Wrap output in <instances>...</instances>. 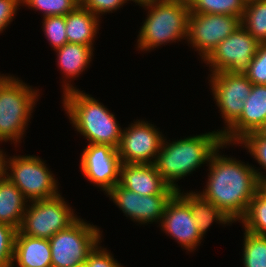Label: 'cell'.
Returning <instances> with one entry per match:
<instances>
[{
	"label": "cell",
	"mask_w": 266,
	"mask_h": 267,
	"mask_svg": "<svg viewBox=\"0 0 266 267\" xmlns=\"http://www.w3.org/2000/svg\"><path fill=\"white\" fill-rule=\"evenodd\" d=\"M160 229L180 246L193 252L201 244V236L189 204L176 192L166 204Z\"/></svg>",
	"instance_id": "obj_15"
},
{
	"label": "cell",
	"mask_w": 266,
	"mask_h": 267,
	"mask_svg": "<svg viewBox=\"0 0 266 267\" xmlns=\"http://www.w3.org/2000/svg\"><path fill=\"white\" fill-rule=\"evenodd\" d=\"M74 267H84V265L83 264H80V265L74 266Z\"/></svg>",
	"instance_id": "obj_40"
},
{
	"label": "cell",
	"mask_w": 266,
	"mask_h": 267,
	"mask_svg": "<svg viewBox=\"0 0 266 267\" xmlns=\"http://www.w3.org/2000/svg\"><path fill=\"white\" fill-rule=\"evenodd\" d=\"M154 124L136 120L122 130L118 154L121 163L154 164L165 136Z\"/></svg>",
	"instance_id": "obj_12"
},
{
	"label": "cell",
	"mask_w": 266,
	"mask_h": 267,
	"mask_svg": "<svg viewBox=\"0 0 266 267\" xmlns=\"http://www.w3.org/2000/svg\"><path fill=\"white\" fill-rule=\"evenodd\" d=\"M43 32L53 50L64 46L68 40L66 35L65 16H49L43 18Z\"/></svg>",
	"instance_id": "obj_28"
},
{
	"label": "cell",
	"mask_w": 266,
	"mask_h": 267,
	"mask_svg": "<svg viewBox=\"0 0 266 267\" xmlns=\"http://www.w3.org/2000/svg\"><path fill=\"white\" fill-rule=\"evenodd\" d=\"M101 237L100 228L78 218L49 239L52 267H74L84 264L88 254L102 242Z\"/></svg>",
	"instance_id": "obj_7"
},
{
	"label": "cell",
	"mask_w": 266,
	"mask_h": 267,
	"mask_svg": "<svg viewBox=\"0 0 266 267\" xmlns=\"http://www.w3.org/2000/svg\"><path fill=\"white\" fill-rule=\"evenodd\" d=\"M127 1H133L135 3H138V5L142 6V5L151 3V2H153L155 0H127Z\"/></svg>",
	"instance_id": "obj_38"
},
{
	"label": "cell",
	"mask_w": 266,
	"mask_h": 267,
	"mask_svg": "<svg viewBox=\"0 0 266 267\" xmlns=\"http://www.w3.org/2000/svg\"><path fill=\"white\" fill-rule=\"evenodd\" d=\"M190 13L226 14L242 18L247 0H188Z\"/></svg>",
	"instance_id": "obj_24"
},
{
	"label": "cell",
	"mask_w": 266,
	"mask_h": 267,
	"mask_svg": "<svg viewBox=\"0 0 266 267\" xmlns=\"http://www.w3.org/2000/svg\"><path fill=\"white\" fill-rule=\"evenodd\" d=\"M244 230L256 234L266 235V197L257 191L250 201L248 211L239 221Z\"/></svg>",
	"instance_id": "obj_25"
},
{
	"label": "cell",
	"mask_w": 266,
	"mask_h": 267,
	"mask_svg": "<svg viewBox=\"0 0 266 267\" xmlns=\"http://www.w3.org/2000/svg\"><path fill=\"white\" fill-rule=\"evenodd\" d=\"M29 203L18 229L27 236L50 239L78 219V215L74 214L72 207L60 194L50 199Z\"/></svg>",
	"instance_id": "obj_8"
},
{
	"label": "cell",
	"mask_w": 266,
	"mask_h": 267,
	"mask_svg": "<svg viewBox=\"0 0 266 267\" xmlns=\"http://www.w3.org/2000/svg\"><path fill=\"white\" fill-rule=\"evenodd\" d=\"M261 137L266 138V122L256 131Z\"/></svg>",
	"instance_id": "obj_37"
},
{
	"label": "cell",
	"mask_w": 266,
	"mask_h": 267,
	"mask_svg": "<svg viewBox=\"0 0 266 267\" xmlns=\"http://www.w3.org/2000/svg\"><path fill=\"white\" fill-rule=\"evenodd\" d=\"M227 146L223 143L210 157L207 184L198 193L235 223L248 211L258 191V177L251 164L220 155L219 149Z\"/></svg>",
	"instance_id": "obj_1"
},
{
	"label": "cell",
	"mask_w": 266,
	"mask_h": 267,
	"mask_svg": "<svg viewBox=\"0 0 266 267\" xmlns=\"http://www.w3.org/2000/svg\"><path fill=\"white\" fill-rule=\"evenodd\" d=\"M259 42L242 26L217 45L203 61L209 65L210 74L227 72L245 74L255 57Z\"/></svg>",
	"instance_id": "obj_9"
},
{
	"label": "cell",
	"mask_w": 266,
	"mask_h": 267,
	"mask_svg": "<svg viewBox=\"0 0 266 267\" xmlns=\"http://www.w3.org/2000/svg\"><path fill=\"white\" fill-rule=\"evenodd\" d=\"M141 7L147 9L148 14L137 35V49L152 51L163 44L186 40L188 0H155Z\"/></svg>",
	"instance_id": "obj_4"
},
{
	"label": "cell",
	"mask_w": 266,
	"mask_h": 267,
	"mask_svg": "<svg viewBox=\"0 0 266 267\" xmlns=\"http://www.w3.org/2000/svg\"><path fill=\"white\" fill-rule=\"evenodd\" d=\"M245 75L253 84L266 85V43L259 44Z\"/></svg>",
	"instance_id": "obj_31"
},
{
	"label": "cell",
	"mask_w": 266,
	"mask_h": 267,
	"mask_svg": "<svg viewBox=\"0 0 266 267\" xmlns=\"http://www.w3.org/2000/svg\"><path fill=\"white\" fill-rule=\"evenodd\" d=\"M125 3H127V0H80V4L84 8L98 17L105 13H113L122 8Z\"/></svg>",
	"instance_id": "obj_33"
},
{
	"label": "cell",
	"mask_w": 266,
	"mask_h": 267,
	"mask_svg": "<svg viewBox=\"0 0 266 267\" xmlns=\"http://www.w3.org/2000/svg\"><path fill=\"white\" fill-rule=\"evenodd\" d=\"M117 207L138 224L161 222L168 201L174 194L140 195L119 183L106 193Z\"/></svg>",
	"instance_id": "obj_14"
},
{
	"label": "cell",
	"mask_w": 266,
	"mask_h": 267,
	"mask_svg": "<svg viewBox=\"0 0 266 267\" xmlns=\"http://www.w3.org/2000/svg\"><path fill=\"white\" fill-rule=\"evenodd\" d=\"M241 18L226 14L190 13L186 41L204 61L236 29Z\"/></svg>",
	"instance_id": "obj_10"
},
{
	"label": "cell",
	"mask_w": 266,
	"mask_h": 267,
	"mask_svg": "<svg viewBox=\"0 0 266 267\" xmlns=\"http://www.w3.org/2000/svg\"><path fill=\"white\" fill-rule=\"evenodd\" d=\"M39 89L12 76L0 89V141L19 143L37 104Z\"/></svg>",
	"instance_id": "obj_5"
},
{
	"label": "cell",
	"mask_w": 266,
	"mask_h": 267,
	"mask_svg": "<svg viewBox=\"0 0 266 267\" xmlns=\"http://www.w3.org/2000/svg\"><path fill=\"white\" fill-rule=\"evenodd\" d=\"M29 202L3 173L0 174V222L19 229Z\"/></svg>",
	"instance_id": "obj_21"
},
{
	"label": "cell",
	"mask_w": 266,
	"mask_h": 267,
	"mask_svg": "<svg viewBox=\"0 0 266 267\" xmlns=\"http://www.w3.org/2000/svg\"><path fill=\"white\" fill-rule=\"evenodd\" d=\"M21 6L35 11H43V18L49 16H66L80 5V0H21ZM27 5V6H26Z\"/></svg>",
	"instance_id": "obj_27"
},
{
	"label": "cell",
	"mask_w": 266,
	"mask_h": 267,
	"mask_svg": "<svg viewBox=\"0 0 266 267\" xmlns=\"http://www.w3.org/2000/svg\"><path fill=\"white\" fill-rule=\"evenodd\" d=\"M17 229L0 222V267H12Z\"/></svg>",
	"instance_id": "obj_30"
},
{
	"label": "cell",
	"mask_w": 266,
	"mask_h": 267,
	"mask_svg": "<svg viewBox=\"0 0 266 267\" xmlns=\"http://www.w3.org/2000/svg\"><path fill=\"white\" fill-rule=\"evenodd\" d=\"M177 193L189 204L196 226L202 237L205 236L207 229H209L213 222L223 226L233 223L221 210L203 198L198 191L197 193L195 191L184 193L179 190Z\"/></svg>",
	"instance_id": "obj_22"
},
{
	"label": "cell",
	"mask_w": 266,
	"mask_h": 267,
	"mask_svg": "<svg viewBox=\"0 0 266 267\" xmlns=\"http://www.w3.org/2000/svg\"><path fill=\"white\" fill-rule=\"evenodd\" d=\"M120 165L116 148L110 145L87 144L81 153L79 166L88 181L107 193L119 183Z\"/></svg>",
	"instance_id": "obj_13"
},
{
	"label": "cell",
	"mask_w": 266,
	"mask_h": 267,
	"mask_svg": "<svg viewBox=\"0 0 266 267\" xmlns=\"http://www.w3.org/2000/svg\"><path fill=\"white\" fill-rule=\"evenodd\" d=\"M3 149H0V174L3 172L2 169H3Z\"/></svg>",
	"instance_id": "obj_39"
},
{
	"label": "cell",
	"mask_w": 266,
	"mask_h": 267,
	"mask_svg": "<svg viewBox=\"0 0 266 267\" xmlns=\"http://www.w3.org/2000/svg\"><path fill=\"white\" fill-rule=\"evenodd\" d=\"M258 191L266 197V177L258 179Z\"/></svg>",
	"instance_id": "obj_35"
},
{
	"label": "cell",
	"mask_w": 266,
	"mask_h": 267,
	"mask_svg": "<svg viewBox=\"0 0 266 267\" xmlns=\"http://www.w3.org/2000/svg\"><path fill=\"white\" fill-rule=\"evenodd\" d=\"M62 96L72 127L87 139L88 144L110 145L118 149L122 128L108 108L79 88Z\"/></svg>",
	"instance_id": "obj_3"
},
{
	"label": "cell",
	"mask_w": 266,
	"mask_h": 267,
	"mask_svg": "<svg viewBox=\"0 0 266 267\" xmlns=\"http://www.w3.org/2000/svg\"><path fill=\"white\" fill-rule=\"evenodd\" d=\"M237 144L243 145L250 155L258 162L259 166L266 172V138L261 137L257 132L250 133L241 139ZM260 169H255L256 175L259 178L266 177L265 172H259Z\"/></svg>",
	"instance_id": "obj_29"
},
{
	"label": "cell",
	"mask_w": 266,
	"mask_h": 267,
	"mask_svg": "<svg viewBox=\"0 0 266 267\" xmlns=\"http://www.w3.org/2000/svg\"><path fill=\"white\" fill-rule=\"evenodd\" d=\"M14 264L17 267H52L49 239L27 236L17 230L12 267H16Z\"/></svg>",
	"instance_id": "obj_19"
},
{
	"label": "cell",
	"mask_w": 266,
	"mask_h": 267,
	"mask_svg": "<svg viewBox=\"0 0 266 267\" xmlns=\"http://www.w3.org/2000/svg\"><path fill=\"white\" fill-rule=\"evenodd\" d=\"M266 122V85L253 84L239 119L222 135L223 143L235 145Z\"/></svg>",
	"instance_id": "obj_16"
},
{
	"label": "cell",
	"mask_w": 266,
	"mask_h": 267,
	"mask_svg": "<svg viewBox=\"0 0 266 267\" xmlns=\"http://www.w3.org/2000/svg\"><path fill=\"white\" fill-rule=\"evenodd\" d=\"M241 26L259 43H266V0H247Z\"/></svg>",
	"instance_id": "obj_23"
},
{
	"label": "cell",
	"mask_w": 266,
	"mask_h": 267,
	"mask_svg": "<svg viewBox=\"0 0 266 267\" xmlns=\"http://www.w3.org/2000/svg\"><path fill=\"white\" fill-rule=\"evenodd\" d=\"M21 0H0V33L13 21Z\"/></svg>",
	"instance_id": "obj_34"
},
{
	"label": "cell",
	"mask_w": 266,
	"mask_h": 267,
	"mask_svg": "<svg viewBox=\"0 0 266 267\" xmlns=\"http://www.w3.org/2000/svg\"><path fill=\"white\" fill-rule=\"evenodd\" d=\"M242 259L244 267H266V235L245 230Z\"/></svg>",
	"instance_id": "obj_26"
},
{
	"label": "cell",
	"mask_w": 266,
	"mask_h": 267,
	"mask_svg": "<svg viewBox=\"0 0 266 267\" xmlns=\"http://www.w3.org/2000/svg\"><path fill=\"white\" fill-rule=\"evenodd\" d=\"M93 46L75 44L67 42L64 46L54 50L57 54V65L60 67L63 80V94L77 89L71 84V81L79 77L83 71L90 65L93 57ZM72 79V80H71Z\"/></svg>",
	"instance_id": "obj_18"
},
{
	"label": "cell",
	"mask_w": 266,
	"mask_h": 267,
	"mask_svg": "<svg viewBox=\"0 0 266 267\" xmlns=\"http://www.w3.org/2000/svg\"><path fill=\"white\" fill-rule=\"evenodd\" d=\"M210 89L226 127L218 132L223 135L240 117L244 101L251 93L253 83L245 74L219 72L210 74Z\"/></svg>",
	"instance_id": "obj_11"
},
{
	"label": "cell",
	"mask_w": 266,
	"mask_h": 267,
	"mask_svg": "<svg viewBox=\"0 0 266 267\" xmlns=\"http://www.w3.org/2000/svg\"><path fill=\"white\" fill-rule=\"evenodd\" d=\"M12 77V75L6 74H0V89L3 87V85Z\"/></svg>",
	"instance_id": "obj_36"
},
{
	"label": "cell",
	"mask_w": 266,
	"mask_h": 267,
	"mask_svg": "<svg viewBox=\"0 0 266 267\" xmlns=\"http://www.w3.org/2000/svg\"><path fill=\"white\" fill-rule=\"evenodd\" d=\"M100 19L81 4L65 16L66 35L69 43L93 46L99 33Z\"/></svg>",
	"instance_id": "obj_20"
},
{
	"label": "cell",
	"mask_w": 266,
	"mask_h": 267,
	"mask_svg": "<svg viewBox=\"0 0 266 267\" xmlns=\"http://www.w3.org/2000/svg\"><path fill=\"white\" fill-rule=\"evenodd\" d=\"M222 144V135L218 130L172 142L164 138L154 165L165 182L179 191L180 187L175 181L184 179L196 168L208 164L212 154Z\"/></svg>",
	"instance_id": "obj_2"
},
{
	"label": "cell",
	"mask_w": 266,
	"mask_h": 267,
	"mask_svg": "<svg viewBox=\"0 0 266 267\" xmlns=\"http://www.w3.org/2000/svg\"><path fill=\"white\" fill-rule=\"evenodd\" d=\"M98 243L94 249L88 254L84 267H124L119 264L109 250L99 246Z\"/></svg>",
	"instance_id": "obj_32"
},
{
	"label": "cell",
	"mask_w": 266,
	"mask_h": 267,
	"mask_svg": "<svg viewBox=\"0 0 266 267\" xmlns=\"http://www.w3.org/2000/svg\"><path fill=\"white\" fill-rule=\"evenodd\" d=\"M119 184L140 195L175 194L154 164H127L121 163Z\"/></svg>",
	"instance_id": "obj_17"
},
{
	"label": "cell",
	"mask_w": 266,
	"mask_h": 267,
	"mask_svg": "<svg viewBox=\"0 0 266 267\" xmlns=\"http://www.w3.org/2000/svg\"><path fill=\"white\" fill-rule=\"evenodd\" d=\"M46 166L39 156L14 155L8 158L5 152L3 154L2 173L18 187L29 202L50 199L61 194L58 191V179Z\"/></svg>",
	"instance_id": "obj_6"
}]
</instances>
